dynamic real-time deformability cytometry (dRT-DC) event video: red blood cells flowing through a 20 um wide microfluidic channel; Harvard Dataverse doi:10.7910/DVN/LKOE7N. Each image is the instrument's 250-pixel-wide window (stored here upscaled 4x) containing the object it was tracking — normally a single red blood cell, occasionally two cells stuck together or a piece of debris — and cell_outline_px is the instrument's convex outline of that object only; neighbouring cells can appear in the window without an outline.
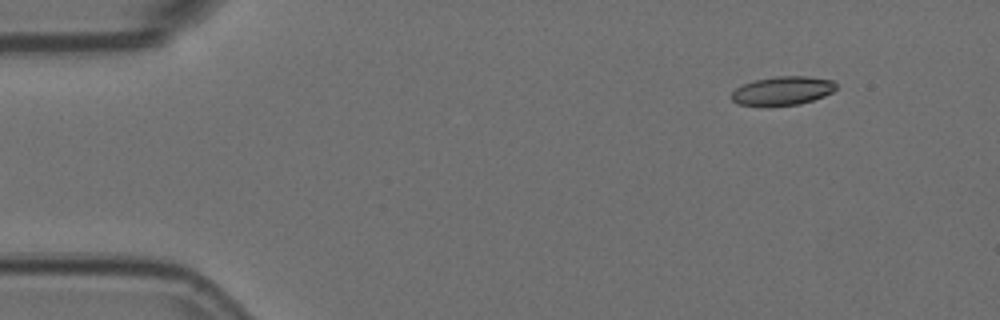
{"species": "Egyptian fruit bat (a non-hibernating species)", "species_latin": "Rousettus aegyptiacus", "temperature_condition": "room temperature", "stored_images_in_passage": 6, "segment_of_instrument_passage": [2, 2], "camera_frame_rate_fps": 3000, "um_per_image_px": 0.085, "animal": {"sex": "female"}, "frame": {"image": 1, "passage_image": 6, "time_ms": 1.667, "image_size_px": [1000, 320], "cell_outline_px": [[836, 88], [832, 92], [824, 96], [800, 104], [764, 108], [736, 104], [732, 100], [732, 92], [736, 88], [744, 84], [756, 80], [776, 76], [808, 76], [832, 80], [836, 84]], "centroid_in_image_um": [66.48, 7.75], "position_along_channel_um": 18.5, "area_um2": 17.92}}